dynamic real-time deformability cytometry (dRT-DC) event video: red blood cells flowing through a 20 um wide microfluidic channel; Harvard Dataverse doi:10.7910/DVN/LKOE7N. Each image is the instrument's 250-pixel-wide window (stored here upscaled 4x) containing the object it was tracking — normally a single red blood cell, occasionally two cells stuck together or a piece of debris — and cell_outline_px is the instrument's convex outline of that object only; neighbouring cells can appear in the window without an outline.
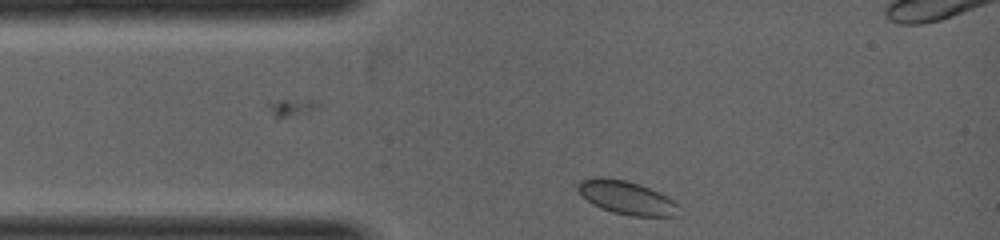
{"species": "common noctule bat (a hibernating species)", "species_latin": "Nyctalus noctula", "temperature_condition": "warm", "stored_images_in_passage": 6, "camera_frame_rate_fps": 5000, "um_per_image_px": 0.085, "animal": {"sex": "female", "body_mass_g": 19.0, "forearm_length_mm": 53.3}, "frame": {"image": 1, "passage_image": 1, "time_ms": 0.0, "image_size_px": [1000, 240], "cell_outline_px": [[680, 216], [632, 216], [612, 212], [592, 204], [576, 188], [576, 184], [580, 180], [624, 180], [640, 184], [680, 204]], "centroid_in_image_um": [53.34, 16.86], "position_along_channel_um": 31.7, "area_um2": 18.96}}
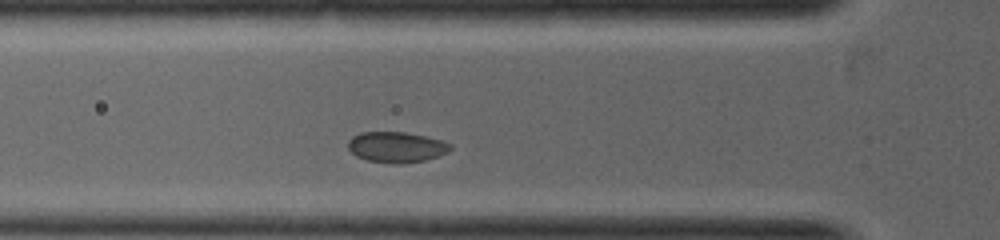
{"frame": {"image": 2, "passage_image": 4, "time_ms": 1.0, "image_size_px": [1000, 240], "cell_outline_px": [[452, 148], [448, 152], [424, 160], [400, 164], [392, 164], [368, 160], [356, 156], [348, 148], [348, 140], [352, 136], [360, 132], [404, 132], [424, 136], [440, 140], [452, 144]], "centroid_in_image_um": [33.67, 12.5], "position_along_channel_um": 92.1, "area_um2": 18.21}}
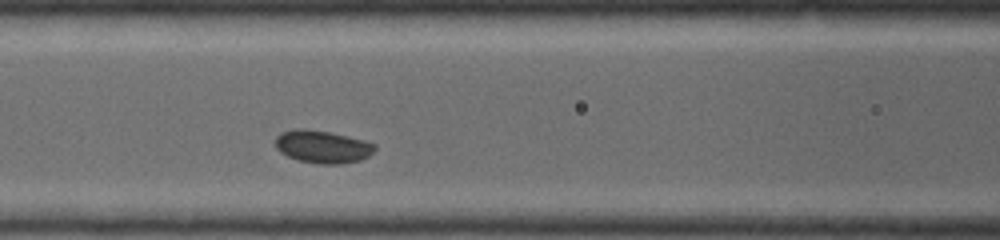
{"frame": {"image": 3, "passage_image": 6, "time_ms": 1.6, "image_size_px": [1000, 240], "cell_outline_px": [[376, 148], [368, 156], [360, 160], [340, 164], [320, 164], [296, 160], [280, 152], [276, 148], [276, 136], [280, 132], [328, 132], [348, 136], [364, 140], [376, 144]], "centroid_in_image_um": [27.47, 12.53], "position_along_channel_um": 139.1, "area_um2": 18.21}}